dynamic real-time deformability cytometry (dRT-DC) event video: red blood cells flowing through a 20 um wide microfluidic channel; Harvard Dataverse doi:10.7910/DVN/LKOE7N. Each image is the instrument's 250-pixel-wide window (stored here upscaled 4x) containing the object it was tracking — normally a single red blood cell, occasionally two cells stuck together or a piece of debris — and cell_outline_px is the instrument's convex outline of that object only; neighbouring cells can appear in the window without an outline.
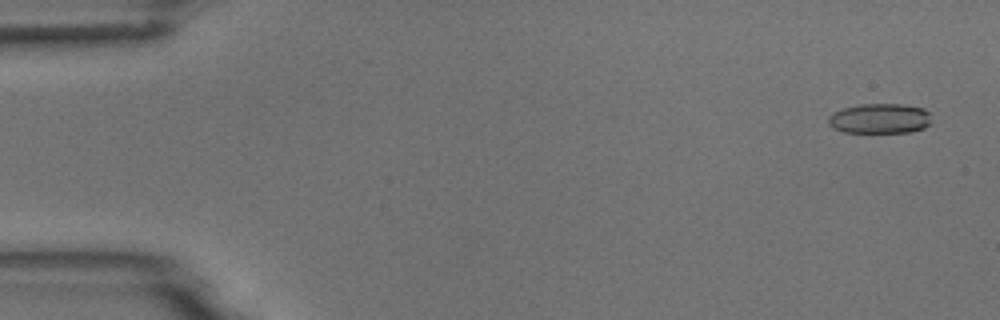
{"species": "common noctule bat (a hibernating species)", "species_latin": "Nyctalus noctula", "temperature_condition": "room temperature", "stored_images_in_passage": 55, "camera_frame_rate_fps": 3000, "um_per_image_px": 0.085, "animal": {"sex": "male", "body_mass_g": 18.8}, "frame": {"image": 1, "passage_image": 3, "time_ms": 0.667, "image_size_px": [1000, 320], "cell_outline_px": [[928, 124], [924, 128], [912, 132], [844, 132], [832, 128], [828, 124], [828, 116], [832, 112], [844, 108], [860, 104], [900, 104], [924, 108], [928, 112]], "centroid_in_image_um": [74.73, 10.07], "position_along_channel_um": 10.3, "area_um2": 17.98}}
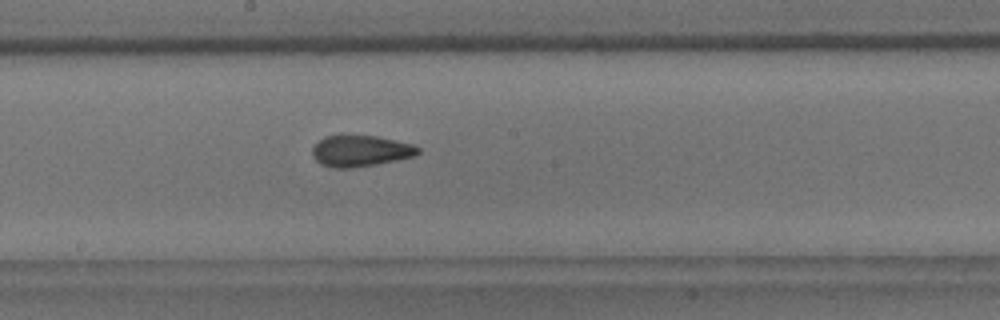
{"frame": {"image": 2, "passage_image": 30, "time_ms": 9.667, "image_size_px": [1000, 320], "cell_outline_px": [[420, 152], [416, 156], [376, 164], [352, 168], [332, 168], [320, 164], [312, 156], [312, 148], [324, 136], [340, 132], [376, 136], [412, 144], [420, 148]], "centroid_in_image_um": [30.59, 12.79], "position_along_channel_um": 217.6, "area_um2": 19.88}}
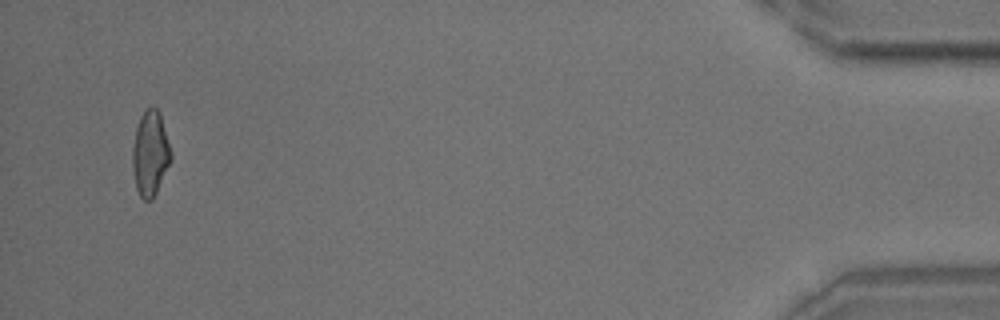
{"frame": {"image": 3, "passage_image": 53, "time_ms": 17.333, "image_size_px": [1000, 320], "cell_outline_px": [[172, 160], [152, 200], [144, 200], [140, 196], [136, 188], [132, 168], [132, 148], [136, 128], [140, 116], [152, 104], [160, 112], [172, 152]], "centroid_in_image_um": [12.78, 13.03], "position_along_channel_um": 422.4, "area_um2": 19.25}, "authors_computed_cell_mechanics": {"area_um2": 19.1318, "velocity_mm_per_s": 3.7158, "shape_relaxation_time_tau1_ms": 6.9919, "shape_relaxation_time_tau2_ms": 1.6897, "deformation_change_tau1": 0.1608, "deformation_change_tau2": 0.0813}}